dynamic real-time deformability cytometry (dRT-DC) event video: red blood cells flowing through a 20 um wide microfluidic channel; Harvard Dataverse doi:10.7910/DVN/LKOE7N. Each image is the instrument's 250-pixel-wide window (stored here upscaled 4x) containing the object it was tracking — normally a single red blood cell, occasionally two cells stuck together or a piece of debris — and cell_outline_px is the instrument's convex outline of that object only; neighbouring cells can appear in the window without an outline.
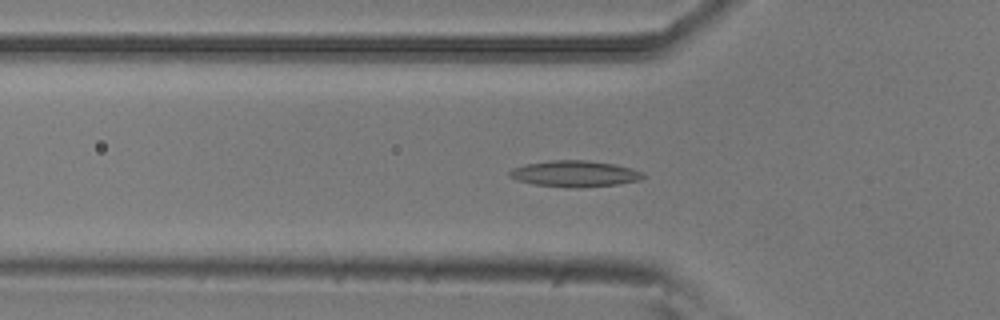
{"species": "common noctule bat (a hibernating species)", "species_latin": "Nyctalus noctula", "temperature_condition": "room temperature", "stored_images_in_passage": 54, "camera_frame_rate_fps": 3000, "um_per_image_px": 0.085, "animal": {"sex": "male", "body_mass_g": 20.5, "forearm_length_mm": 52.5}, "frame": {"image": 1, "passage_image": 18, "time_ms": 5.667, "image_size_px": [1000, 320], "cell_outline_px": [[648, 176], [640, 180], [620, 184], [580, 188], [576, 188], [532, 184], [516, 180], [508, 176], [508, 172], [512, 168], [524, 164], [552, 160], [584, 160], [616, 164], [632, 168], [644, 172]], "centroid_in_image_um": [48.88, 14.77], "position_along_channel_um": 76.9, "area_um2": 20.75}}
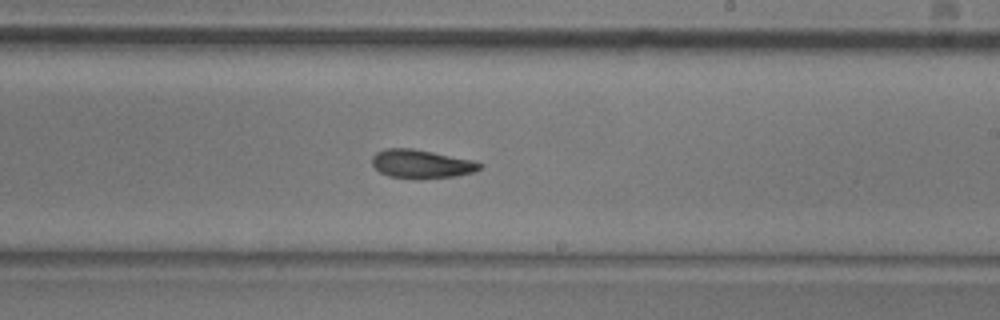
{"frame": {"image": 2, "passage_image": 32, "time_ms": 10.333, "image_size_px": [1000, 320], "cell_outline_px": [[484, 168], [476, 172], [456, 176], [420, 180], [416, 180], [388, 176], [380, 172], [372, 164], [372, 156], [376, 152], [388, 148], [412, 148], [472, 160], [484, 164]], "centroid_in_image_um": [35.85, 13.96], "position_along_channel_um": 253.1, "area_um2": 18.32}}
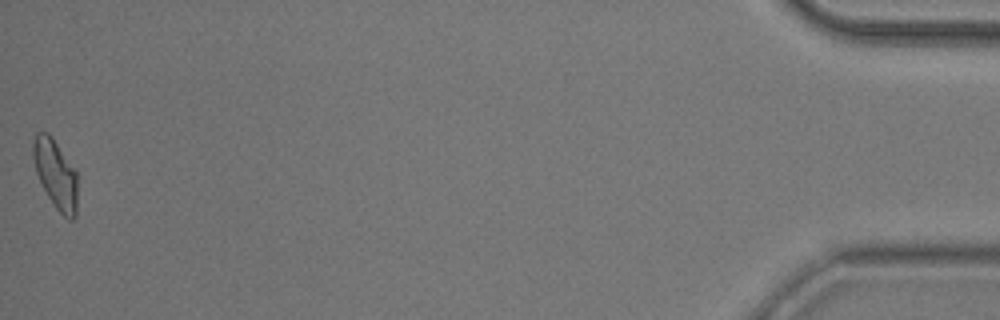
{"frame": {"image": 3, "passage_image": 54, "time_ms": 17.667, "image_size_px": [1000, 320], "cell_outline_px": [[76, 216], [72, 220], [68, 220], [56, 208], [48, 196], [36, 172], [32, 156], [32, 144], [36, 132], [48, 132], [52, 136], [76, 172]], "centroid_in_image_um": [4.7, 14.78], "position_along_channel_um": 430.5, "area_um2": 17.57}, "authors_computed_cell_mechanics": {"area_um2": 18.207, "velocity_mm_per_s": 3.762, "shape_relaxation_time_tau1_ms": 5.6119, "shape_relaxation_time_tau2_ms": 4.8885, "deformation_change_tau1": 0.1488, "deformation_change_tau2": 0.1186}}